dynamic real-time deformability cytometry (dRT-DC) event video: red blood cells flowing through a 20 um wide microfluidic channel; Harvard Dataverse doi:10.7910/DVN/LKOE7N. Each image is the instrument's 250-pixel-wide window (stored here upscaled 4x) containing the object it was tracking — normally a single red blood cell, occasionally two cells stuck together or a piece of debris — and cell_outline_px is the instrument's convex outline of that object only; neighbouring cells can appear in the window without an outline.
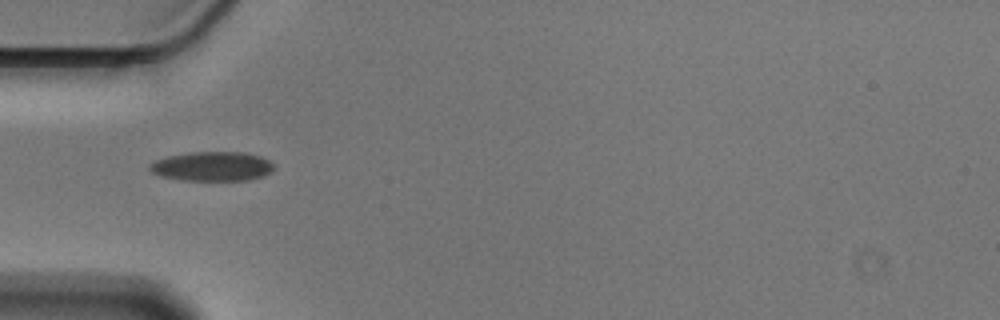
{"species": "Egyptian fruit bat (a non-hibernating species)", "species_latin": "Rousettus aegyptiacus", "temperature_condition": "cold", "stored_images_in_passage": 38, "camera_frame_rate_fps": 3000, "um_per_image_px": 0.085, "animal": {"sex": "male"}, "frame": {"image": 1, "passage_image": 1, "time_ms": 0.0, "image_size_px": [1000, 320], "cell_outline_px": [[276, 168], [264, 176], [248, 180], [180, 180], [160, 176], [152, 172], [148, 168], [148, 164], [156, 160], [168, 156], [188, 152], [244, 152], [260, 156], [268, 160]], "centroid_in_image_um": [18.02, 14.14], "position_along_channel_um": 67.0, "area_um2": 21.39}}
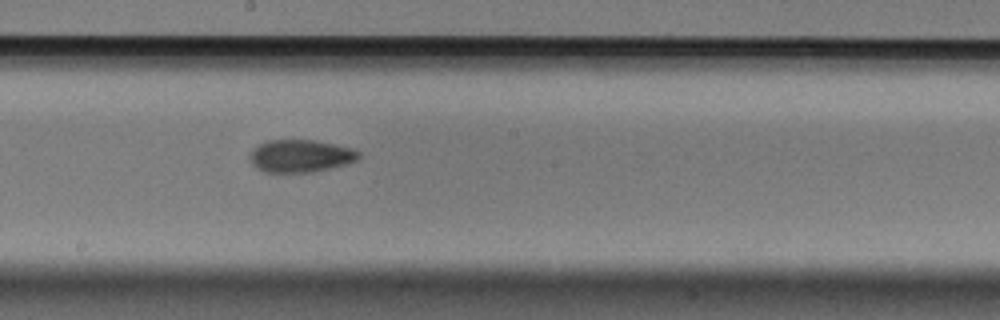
{"frame": {"image": 2, "passage_image": 14, "time_ms": 4.333, "image_size_px": [1000, 320], "cell_outline_px": [[360, 156], [356, 160], [344, 164], [312, 172], [264, 172], [256, 168], [252, 164], [248, 156], [252, 148], [268, 140], [316, 140], [352, 148], [360, 152]], "centroid_in_image_um": [25.49, 13.25], "position_along_channel_um": 222.7, "area_um2": 20.63}}
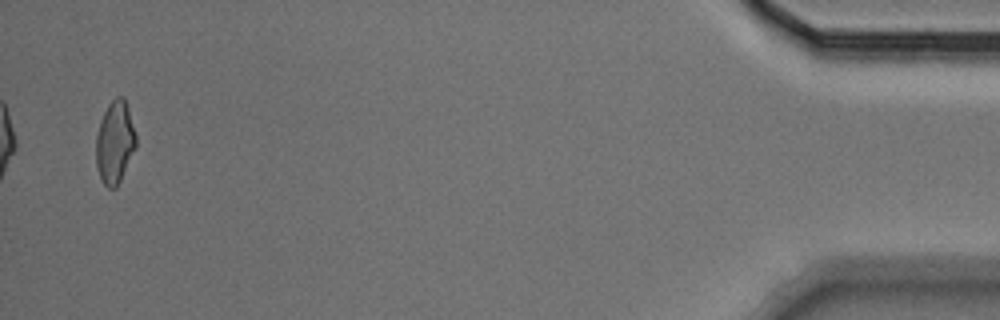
{"frame": {"image": 3, "passage_image": 38, "time_ms": 12.333, "image_size_px": [1000, 320], "cell_outline_px": [[136, 148], [116, 188], [108, 188], [104, 184], [100, 176], [96, 164], [96, 136], [100, 120], [108, 104], [116, 96], [124, 96], [128, 108], [136, 136]], "centroid_in_image_um": [9.76, 12.08], "position_along_channel_um": 425.4, "area_um2": 19.13}, "authors_computed_cell_mechanics": {"area_um2": 20.1722, "velocity_mm_per_s": 3.577, "shape_relaxation_time_tau1_ms": 9.3924, "shape_relaxation_time_tau2_ms": 5.1608, "deformation_change_tau1": 0.1652, "deformation_change_tau2": 0.1059}}